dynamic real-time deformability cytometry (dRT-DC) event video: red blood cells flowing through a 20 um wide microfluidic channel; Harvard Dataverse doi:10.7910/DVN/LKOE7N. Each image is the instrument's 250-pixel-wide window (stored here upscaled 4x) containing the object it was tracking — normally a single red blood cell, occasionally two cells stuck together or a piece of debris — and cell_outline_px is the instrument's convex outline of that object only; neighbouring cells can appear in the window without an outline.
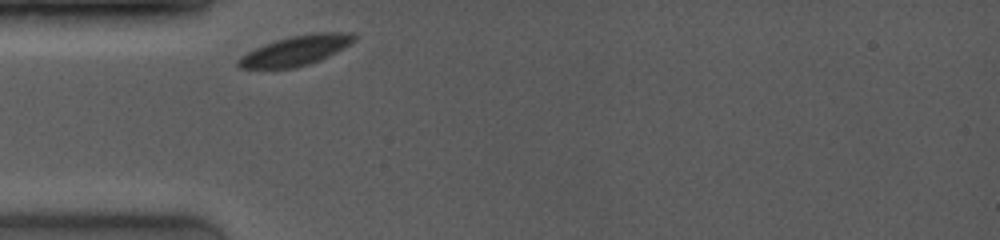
{"species": "common noctule bat (a hibernating species)", "species_latin": "Nyctalus noctula", "temperature_condition": "room temperature", "stored_images_in_passage": 6, "camera_frame_rate_fps": 4000, "um_per_image_px": 0.085, "animal": {"sex": "female", "body_mass_g": 19.0, "forearm_length_mm": 53.3}, "frame": {"image": 1, "passage_image": 1, "time_ms": 0.0, "image_size_px": [1000, 240], "cell_outline_px": [[356, 40], [336, 52], [320, 60], [296, 68], [240, 68], [236, 64], [236, 60], [240, 56], [264, 44], [276, 40], [292, 36], [312, 32], [352, 32], [356, 36]], "centroid_in_image_um": [25.15, 4.29], "position_along_channel_um": 59.9, "area_um2": 20.11}}